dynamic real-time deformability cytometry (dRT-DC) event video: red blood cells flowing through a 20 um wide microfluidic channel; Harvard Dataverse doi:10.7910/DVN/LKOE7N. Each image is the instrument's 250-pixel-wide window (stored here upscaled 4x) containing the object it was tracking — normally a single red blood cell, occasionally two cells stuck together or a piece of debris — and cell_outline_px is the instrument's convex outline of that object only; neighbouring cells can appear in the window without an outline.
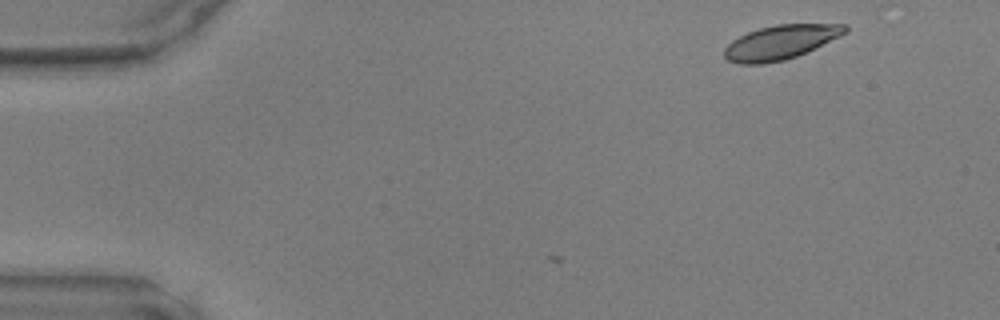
{"species": "common noctule bat (a hibernating species)", "species_latin": "Nyctalus noctula", "temperature_condition": "warm", "stored_images_in_passage": 3, "camera_frame_rate_fps": 3000, "um_per_image_px": 0.085, "animal": {"sex": "male", "body_mass_g": 17.9, "forearm_length_mm": 54.2}, "frame": {"image": 1, "passage_image": 3, "time_ms": 0.667, "image_size_px": [1000, 320], "cell_outline_px": [[848, 32], [840, 36], [796, 56], [784, 60], [764, 64], [740, 64], [728, 60], [724, 56], [724, 48], [732, 40], [748, 32], [760, 28], [776, 24], [844, 24], [848, 28]], "centroid_in_image_um": [66.32, 3.59], "position_along_channel_um": 18.7, "area_um2": 23.87}}